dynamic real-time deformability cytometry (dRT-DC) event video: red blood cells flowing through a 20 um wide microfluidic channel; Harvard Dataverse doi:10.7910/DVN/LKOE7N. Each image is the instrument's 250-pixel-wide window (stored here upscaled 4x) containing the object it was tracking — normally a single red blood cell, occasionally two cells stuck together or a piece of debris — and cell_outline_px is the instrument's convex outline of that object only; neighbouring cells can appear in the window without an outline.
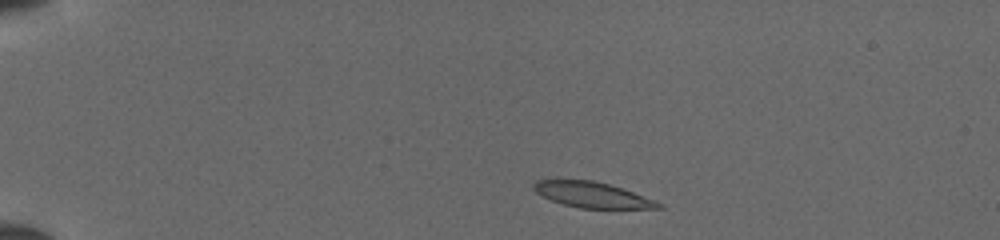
{"species": "common noctule bat (a hibernating species)", "species_latin": "Nyctalus noctula", "temperature_condition": "cold", "stored_images_in_passage": 42, "camera_frame_rate_fps": 3000, "um_per_image_px": 0.085, "animal": {"sex": "female", "body_mass_g": 19.5, "forearm_length_mm": 54.1}, "frame": {"image": 1, "passage_image": 3, "time_ms": 0.667, "image_size_px": [1000, 240], "cell_outline_px": [[664, 208], [580, 208], [564, 204], [540, 196], [532, 188], [532, 184], [536, 180], [592, 180], [608, 184], [632, 192], [664, 204]], "centroid_in_image_um": [50.3, 16.56], "position_along_channel_um": 34.7, "area_um2": 18.32}}
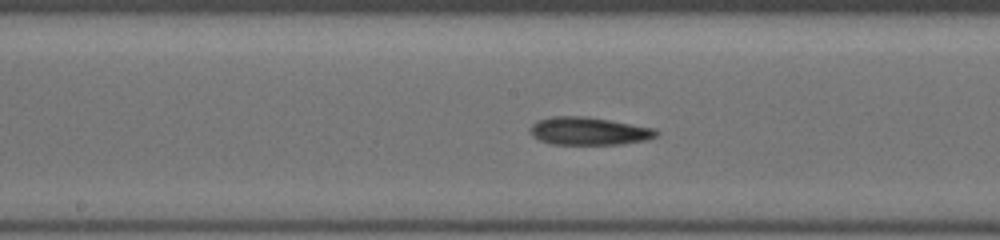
{"frame": {"image": 2, "passage_image": 20, "time_ms": 6.333, "image_size_px": [1000, 240], "cell_outline_px": [[660, 132], [656, 136], [648, 140], [624, 144], [552, 144], [540, 140], [532, 136], [532, 124], [540, 120], [556, 116], [584, 116], [608, 120], [652, 128]], "centroid_in_image_um": [50.09, 11.15], "position_along_channel_um": 198.1, "area_um2": 20.11}}
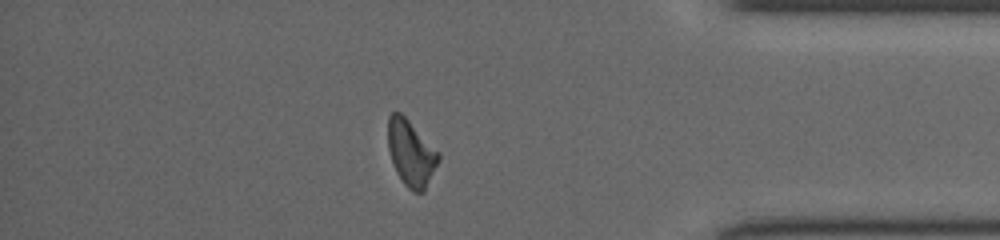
{"frame": {"image": 3, "passage_image": 36, "time_ms": 11.667, "image_size_px": [1000, 240], "cell_outline_px": [[440, 160], [424, 192], [412, 192], [404, 184], [396, 172], [392, 164], [388, 148], [388, 116], [392, 112], [400, 112], [440, 152]], "centroid_in_image_um": [34.94, 13.03], "position_along_channel_um": 400.3, "area_um2": 19.59}}